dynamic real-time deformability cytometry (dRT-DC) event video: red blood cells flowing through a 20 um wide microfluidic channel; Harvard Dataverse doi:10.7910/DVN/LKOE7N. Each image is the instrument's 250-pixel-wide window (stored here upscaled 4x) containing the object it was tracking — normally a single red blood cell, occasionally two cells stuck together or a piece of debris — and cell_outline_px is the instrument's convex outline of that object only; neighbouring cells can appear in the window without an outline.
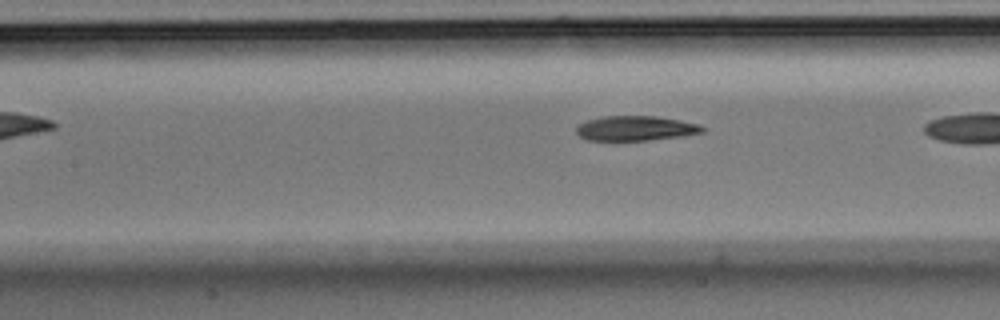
{"species": "Egyptian fruit bat (a non-hibernating species)", "species_latin": "Rousettus aegyptiacus", "temperature_condition": "room temperature", "stored_images_in_passage": 7, "camera_frame_rate_fps": 3000, "um_per_image_px": 0.085, "animal": {"sex": "male"}, "frame": {"image": 1, "passage_image": 5, "time_ms": 1.333, "image_size_px": [1000, 320], "cell_outline_px": [[704, 132], [684, 136], [648, 140], [588, 140], [580, 136], [576, 132], [576, 128], [580, 124], [588, 120], [600, 116], [656, 116], [680, 120], [700, 124], [704, 128]], "centroid_in_image_um": [54.05, 10.9], "position_along_channel_um": 153.3, "area_um2": 18.21}}